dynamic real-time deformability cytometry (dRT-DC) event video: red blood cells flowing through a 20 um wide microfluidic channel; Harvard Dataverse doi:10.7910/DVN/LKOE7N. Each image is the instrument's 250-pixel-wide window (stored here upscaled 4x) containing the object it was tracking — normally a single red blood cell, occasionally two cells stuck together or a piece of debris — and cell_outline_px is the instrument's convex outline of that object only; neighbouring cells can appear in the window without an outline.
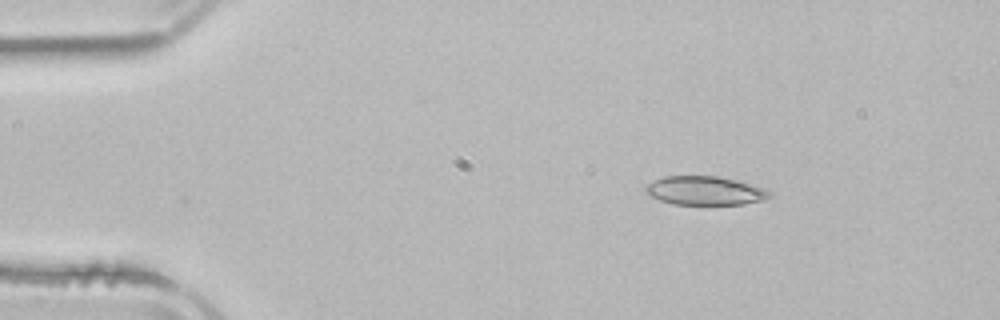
{"species": "common noctule bat (a hibernating species)", "species_latin": "Nyctalus noctula", "temperature_condition": "room temperature", "stored_images_in_passage": 3, "camera_frame_rate_fps": 3000, "um_per_image_px": 0.085, "animal": {"sex": "male", "body_mass_g": 21.5, "forearm_length_mm": 52.0}, "frame": {"image": 1, "passage_image": 3, "time_ms": 2.333, "image_size_px": [1000, 320], "cell_outline_px": [[772, 196], [764, 200], [744, 204], [708, 208], [672, 204], [648, 196], [644, 192], [644, 188], [648, 184], [664, 176], [720, 176], [736, 180], [764, 188], [772, 192]], "centroid_in_image_um": [59.93, 16.27], "position_along_channel_um": 25.1, "area_um2": 21.91}}